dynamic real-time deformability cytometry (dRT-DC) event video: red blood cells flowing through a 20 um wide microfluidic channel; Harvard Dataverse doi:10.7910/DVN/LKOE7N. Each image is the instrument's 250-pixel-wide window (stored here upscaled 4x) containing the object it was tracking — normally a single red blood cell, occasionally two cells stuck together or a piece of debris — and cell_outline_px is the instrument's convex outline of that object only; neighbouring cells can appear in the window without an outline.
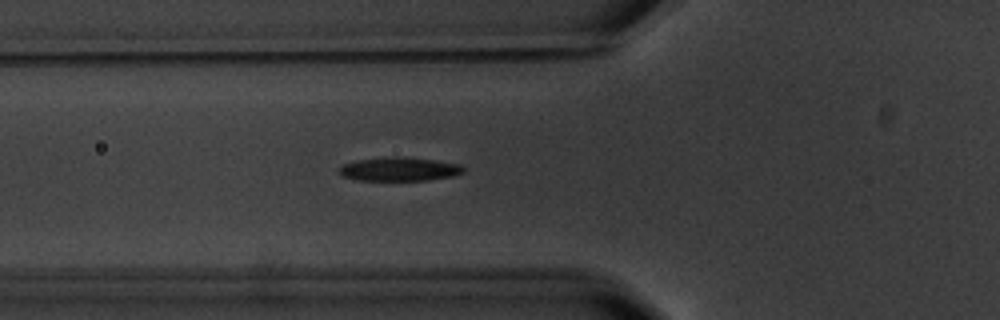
{"species": "common noctule bat (a hibernating species)", "species_latin": "Nyctalus noctula", "temperature_condition": "warm", "stored_images_in_passage": 5, "segment_of_instrument_passage": [1, 2], "camera_frame_rate_fps": 3000, "um_per_image_px": 0.085, "animal": {"sex": "male", "body_mass_g": 20.1, "forearm_length_mm": 53.5}, "frame": {"image": 1, "passage_image": 4, "time_ms": 3.333, "image_size_px": [1000, 320], "cell_outline_px": [[464, 172], [452, 176], [428, 180], [356, 180], [340, 176], [340, 168], [344, 164], [360, 160], [388, 156], [400, 156], [436, 160], [460, 164], [464, 168]], "centroid_in_image_um": [33.96, 14.37], "position_along_channel_um": 91.8, "area_um2": 17.17}}